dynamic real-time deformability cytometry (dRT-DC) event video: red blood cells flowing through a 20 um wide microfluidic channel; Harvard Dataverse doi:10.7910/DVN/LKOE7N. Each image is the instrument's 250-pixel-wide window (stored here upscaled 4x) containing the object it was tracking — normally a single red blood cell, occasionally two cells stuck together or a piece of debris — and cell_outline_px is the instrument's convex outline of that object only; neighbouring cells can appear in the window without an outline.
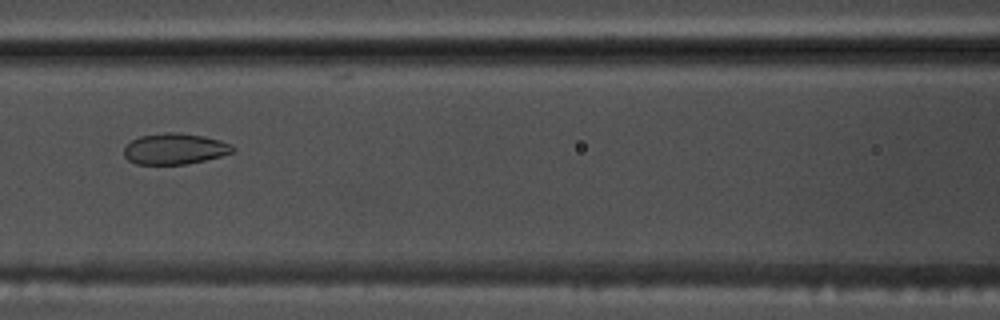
{"species": "common noctule bat (a hibernating species)", "species_latin": "Nyctalus noctula", "temperature_condition": "warm", "stored_images_in_passage": 55, "camera_frame_rate_fps": 3000, "um_per_image_px": 0.085, "animal": {"sex": "male", "body_mass_g": 17.5, "forearm_length_mm": 52.3}, "frame": {"image": 1, "passage_image": 25, "time_ms": 8.0, "image_size_px": [1000, 320], "cell_outline_px": [[236, 148], [232, 152], [220, 156], [204, 160], [184, 164], [136, 164], [128, 160], [124, 156], [124, 148], [132, 140], [140, 136], [164, 132], [176, 132], [204, 136], [220, 140], [232, 144]], "centroid_in_image_um": [14.85, 12.64], "position_along_channel_um": 151.7, "area_um2": 19.59}}
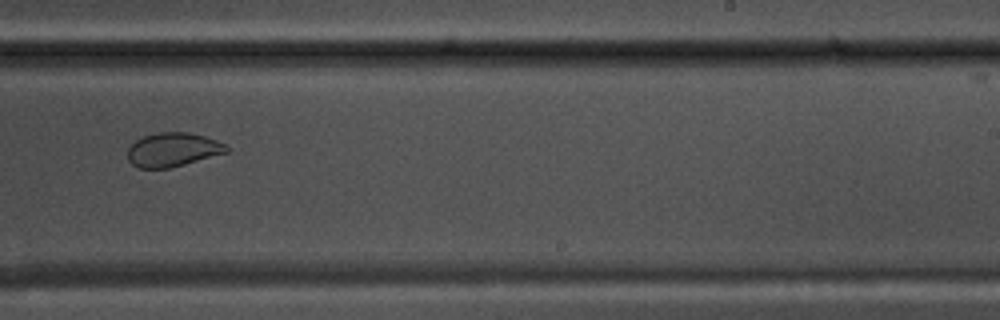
{"frame": {"image": 2, "passage_image": 35, "time_ms": 11.333, "image_size_px": [1000, 320], "cell_outline_px": [[228, 152], [184, 164], [168, 168], [140, 168], [132, 164], [128, 160], [128, 148], [136, 140], [144, 136], [156, 132], [188, 132], [204, 136], [216, 140], [224, 144], [228, 148]], "centroid_in_image_um": [14.67, 12.71], "position_along_channel_um": 274.3, "area_um2": 19.36}}
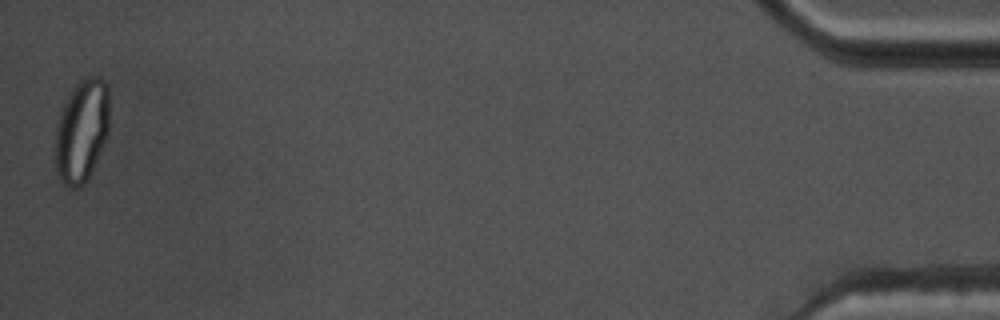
{"frame": {"image": 3, "passage_image": 55, "time_ms": 18.0, "image_size_px": [1000, 320], "cell_outline_px": [[108, 136], [84, 184], [76, 188], [72, 188], [60, 176], [56, 168], [56, 124], [60, 112], [64, 104], [76, 84], [80, 80], [88, 76], [100, 76], [108, 84]], "centroid_in_image_um": [6.97, 11.05], "position_along_channel_um": 428.2, "area_um2": 31.91}, "authors_computed_cell_mechanics": {"area_um2": 25.143, "velocity_mm_per_s": 3.6893, "shape_relaxation_time_tau1_ms": null, "shape_relaxation_time_tau2_ms": 1.05, "deformation_change_tau1": null, "deformation_change_tau2": 0.051}}